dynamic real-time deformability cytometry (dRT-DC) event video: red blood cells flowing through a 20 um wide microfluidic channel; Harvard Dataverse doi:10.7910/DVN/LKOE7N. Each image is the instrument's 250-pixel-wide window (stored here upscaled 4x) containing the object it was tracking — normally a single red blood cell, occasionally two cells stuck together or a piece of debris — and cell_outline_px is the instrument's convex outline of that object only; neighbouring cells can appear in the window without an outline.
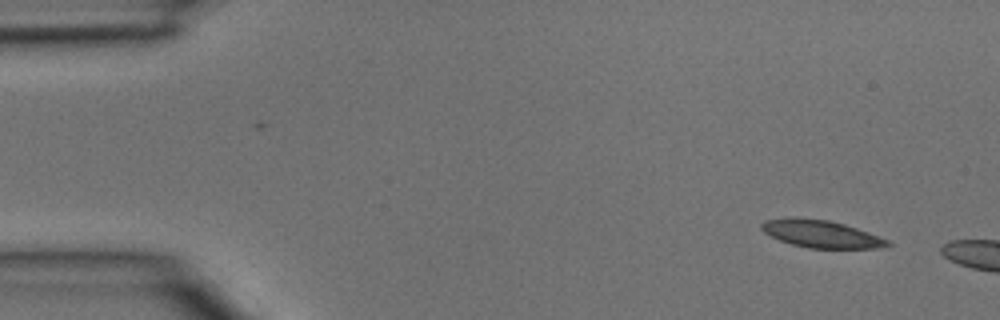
{"species": "common noctule bat (a hibernating species)", "species_latin": "Nyctalus noctula", "temperature_condition": "room temperature", "stored_images_in_passage": 2, "camera_frame_rate_fps": 3000, "um_per_image_px": 0.085, "animal": {"sex": "male", "body_mass_g": 15.6}, "frame": {"image": 1, "passage_image": 1, "time_ms": 0.0, "image_size_px": [1000, 320], "cell_outline_px": [[892, 244], [880, 248], [808, 248], [792, 244], [780, 240], [764, 232], [760, 228], [760, 224], [764, 220], [792, 216], [828, 220], [844, 224], [880, 236], [888, 240]], "centroid_in_image_um": [69.77, 19.87], "position_along_channel_um": 15.2, "area_um2": 20.23}}